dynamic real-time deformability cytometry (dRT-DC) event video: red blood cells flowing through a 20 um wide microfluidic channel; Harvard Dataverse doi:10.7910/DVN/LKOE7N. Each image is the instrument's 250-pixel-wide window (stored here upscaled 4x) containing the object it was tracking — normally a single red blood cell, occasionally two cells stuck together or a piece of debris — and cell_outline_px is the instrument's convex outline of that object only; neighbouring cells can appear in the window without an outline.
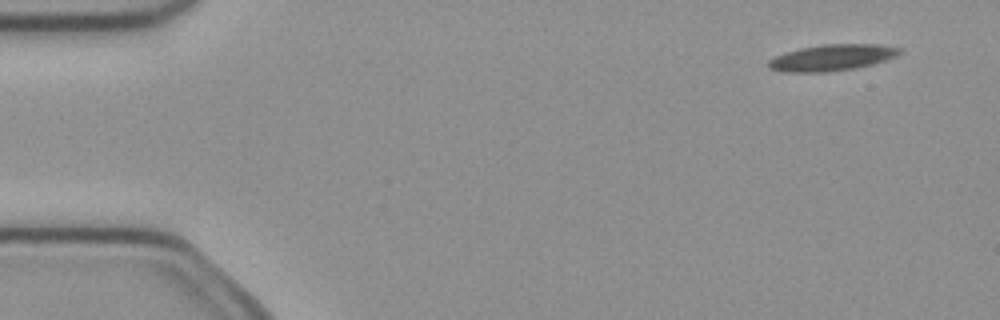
{"species": "common noctule bat (a hibernating species)", "species_latin": "Nyctalus noctula", "temperature_condition": "cold", "stored_images_in_passage": 5, "camera_frame_rate_fps": 3000, "um_per_image_px": 0.085, "animal": {"sex": "female", "body_mass_g": 21.9}, "frame": {"image": 1, "passage_image": 1, "time_ms": 0.0, "image_size_px": [1000, 320], "cell_outline_px": [[904, 52], [896, 56], [872, 64], [852, 68], [828, 72], [780, 72], [768, 68], [768, 60], [776, 56], [800, 48], [820, 44], [876, 44], [904, 48]], "centroid_in_image_um": [70.73, 4.89], "position_along_channel_um": 14.3, "area_um2": 20.11}}
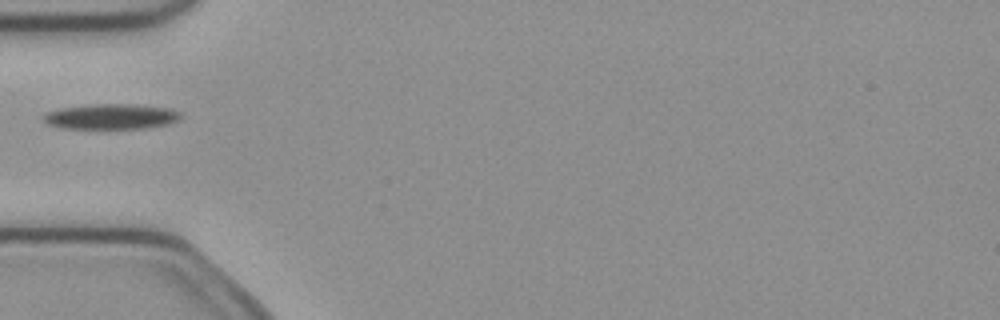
{"frame": {"image": 2, "passage_image": 5, "time_ms": 1.333, "image_size_px": [1000, 320], "cell_outline_px": [[180, 120], [168, 124], [144, 128], [60, 128], [48, 124], [40, 116], [44, 112], [60, 108], [88, 104], [132, 104], [172, 108], [180, 112]], "centroid_in_image_um": [9.42, 9.89], "position_along_channel_um": 75.6, "area_um2": 20.46}}